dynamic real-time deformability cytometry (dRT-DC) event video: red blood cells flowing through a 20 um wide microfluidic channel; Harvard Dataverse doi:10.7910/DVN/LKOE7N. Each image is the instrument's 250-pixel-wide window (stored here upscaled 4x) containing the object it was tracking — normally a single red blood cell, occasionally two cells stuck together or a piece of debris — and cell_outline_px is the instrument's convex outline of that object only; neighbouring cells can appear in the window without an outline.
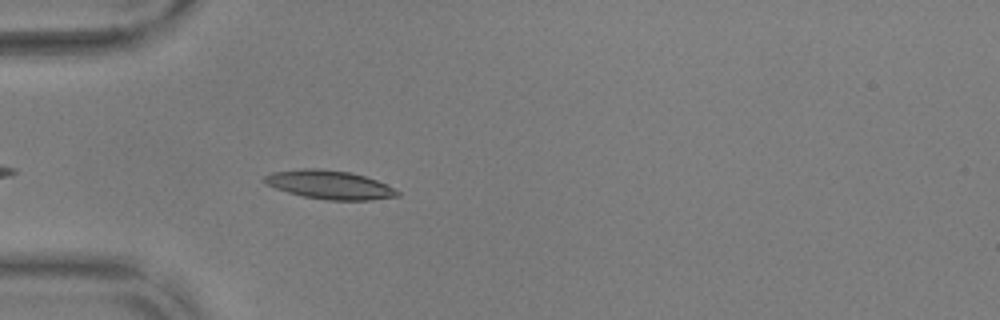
{"species": "common noctule bat (a hibernating species)", "species_latin": "Nyctalus noctula", "temperature_condition": "warm", "stored_images_in_passage": 36, "camera_frame_rate_fps": 3000, "um_per_image_px": 0.085, "animal": {"sex": "male", "body_mass_g": 17.9, "forearm_length_mm": 54.2}, "frame": {"image": 1, "passage_image": 4, "time_ms": 1.0, "image_size_px": [1000, 320], "cell_outline_px": [[400, 196], [368, 200], [328, 200], [304, 196], [288, 192], [264, 184], [264, 176], [272, 172], [300, 168], [320, 168], [348, 172], [364, 176], [376, 180], [400, 192]], "centroid_in_image_um": [27.97, 15.7], "position_along_channel_um": 57.0, "area_um2": 22.02}}
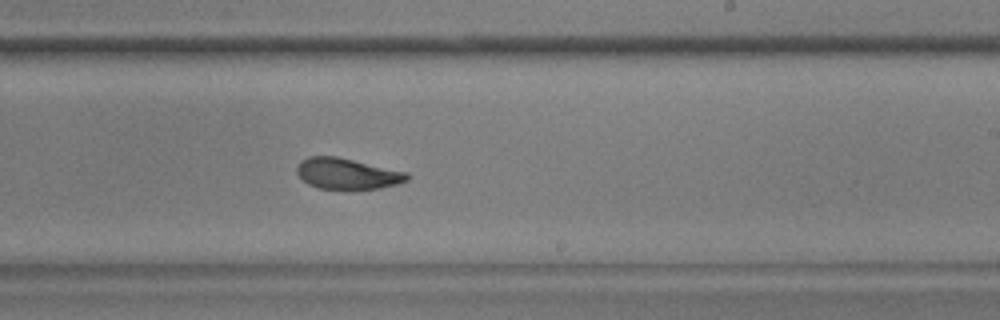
{"frame": {"image": 2, "passage_image": 21, "time_ms": 6.667, "image_size_px": [1000, 320], "cell_outline_px": [[408, 180], [396, 184], [380, 188], [320, 188], [308, 184], [296, 172], [296, 168], [300, 160], [308, 156], [336, 156], [408, 172]], "centroid_in_image_um": [29.49, 14.74], "position_along_channel_um": 259.5, "area_um2": 19.59}}
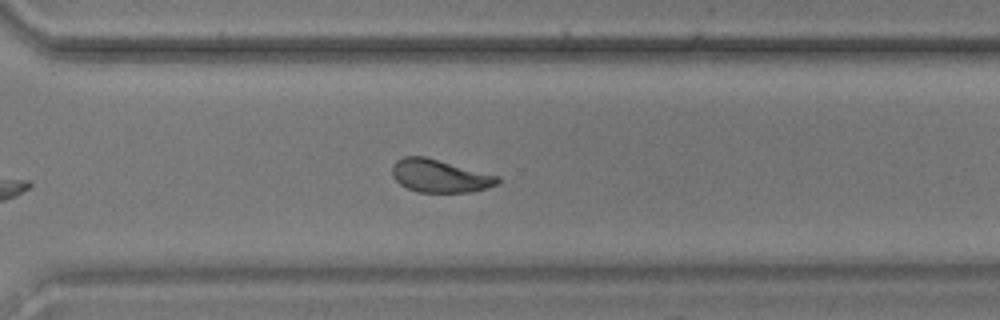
{"frame": {"image": 3, "passage_image": 27, "time_ms": 8.667, "image_size_px": [1000, 320], "cell_outline_px": [[500, 180], [496, 184], [488, 188], [472, 192], [416, 192], [400, 184], [392, 176], [392, 164], [396, 160], [404, 156], [424, 156], [500, 176]], "centroid_in_image_um": [37.37, 14.95], "position_along_channel_um": 333.2, "area_um2": 20.29}, "authors_computed_cell_mechanics": {"area_um2": 20.7213, "velocity_mm_per_s": 3.6938, "shape_relaxation_time_tau1_ms": 3.9502, "shape_relaxation_time_tau2_ms": 1.7881, "deformation_change_tau1": 0.1357, "deformation_change_tau2": 0.0865}}